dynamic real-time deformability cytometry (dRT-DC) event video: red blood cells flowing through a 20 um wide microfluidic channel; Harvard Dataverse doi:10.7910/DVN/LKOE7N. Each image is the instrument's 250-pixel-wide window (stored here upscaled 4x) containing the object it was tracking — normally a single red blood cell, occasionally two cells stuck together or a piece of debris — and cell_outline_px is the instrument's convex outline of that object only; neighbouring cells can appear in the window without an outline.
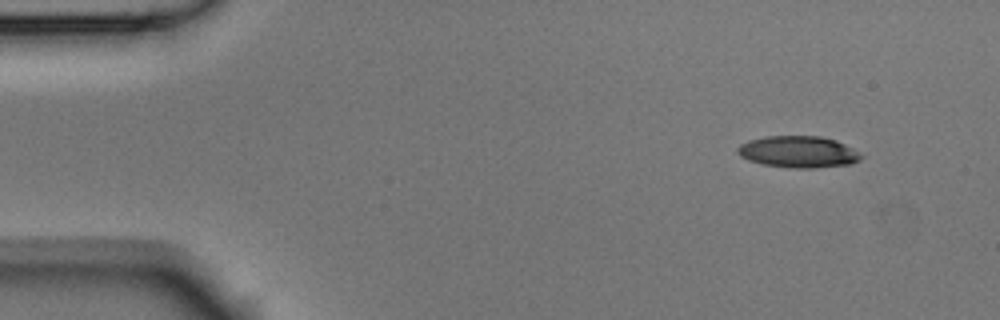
{"species": "Egyptian fruit bat (a non-hibernating species)", "species_latin": "Rousettus aegyptiacus", "temperature_condition": "room temperature", "stored_images_in_passage": 4, "camera_frame_rate_fps": 3000, "um_per_image_px": 0.085, "animal": {"sex": "male"}, "frame": {"image": 1, "passage_image": 1, "time_ms": 0.0, "image_size_px": [1000, 320], "cell_outline_px": [[864, 156], [860, 160], [852, 164], [816, 168], [788, 168], [764, 164], [748, 160], [740, 156], [736, 152], [736, 148], [740, 144], [748, 140], [764, 136], [820, 136], [836, 140], [852, 148]], "centroid_in_image_um": [67.85, 12.91], "position_along_channel_um": 17.2, "area_um2": 23.0}}